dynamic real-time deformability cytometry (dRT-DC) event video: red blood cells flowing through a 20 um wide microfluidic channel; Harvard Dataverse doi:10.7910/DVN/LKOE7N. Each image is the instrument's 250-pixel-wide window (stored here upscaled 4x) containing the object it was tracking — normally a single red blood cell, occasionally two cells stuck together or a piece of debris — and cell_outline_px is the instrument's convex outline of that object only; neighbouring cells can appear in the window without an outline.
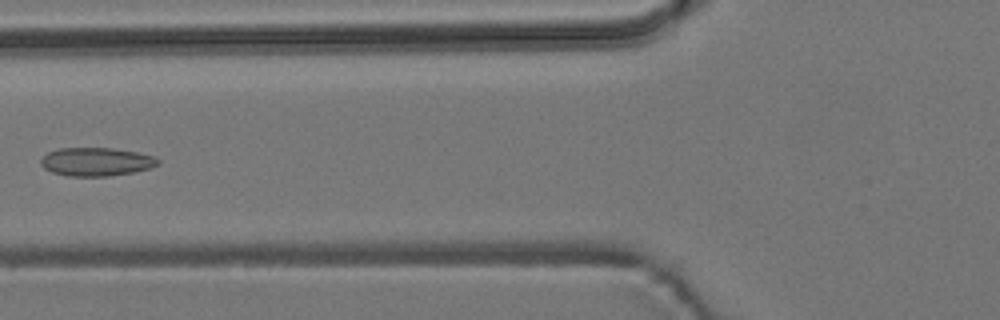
{"species": "common noctule bat (a hibernating species)", "species_latin": "Nyctalus noctula", "temperature_condition": "room temperature", "stored_images_in_passage": 7, "camera_frame_rate_fps": 3000, "um_per_image_px": 0.085, "animal": {"sex": "male", "body_mass_g": 19.2, "forearm_length_mm": 51.8}, "frame": {"image": 1, "passage_image": 7, "time_ms": 7.0, "image_size_px": [1000, 320], "cell_outline_px": [[160, 164], [152, 168], [136, 172], [108, 176], [68, 176], [52, 172], [44, 168], [40, 164], [40, 160], [48, 152], [60, 148], [112, 148], [136, 152], [156, 156], [160, 160]], "centroid_in_image_um": [8.23, 13.75], "position_along_channel_um": 117.6, "area_um2": 19.59}}